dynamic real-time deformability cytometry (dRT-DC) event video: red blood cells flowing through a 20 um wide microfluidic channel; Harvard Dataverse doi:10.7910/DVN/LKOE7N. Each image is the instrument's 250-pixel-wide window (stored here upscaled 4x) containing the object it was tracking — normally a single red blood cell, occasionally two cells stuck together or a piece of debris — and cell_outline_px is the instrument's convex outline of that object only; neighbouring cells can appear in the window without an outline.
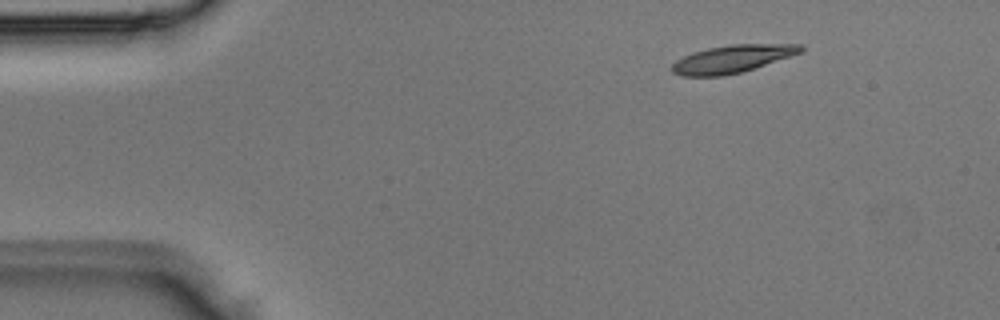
{"species": "Egyptian fruit bat (a non-hibernating species)", "species_latin": "Rousettus aegyptiacus", "temperature_condition": "room temperature", "stored_images_in_passage": 3, "camera_frame_rate_fps": 3000, "um_per_image_px": 0.085, "animal": {"sex": "male"}, "frame": {"image": 1, "passage_image": 1, "time_ms": 0.0, "image_size_px": [1000, 320], "cell_outline_px": [[804, 48], [800, 52], [740, 72], [724, 76], [680, 76], [672, 72], [668, 68], [676, 60], [692, 52], [708, 48], [728, 44], [800, 44]], "centroid_in_image_um": [62.13, 5.01], "position_along_channel_um": 22.9, "area_um2": 20.52}}